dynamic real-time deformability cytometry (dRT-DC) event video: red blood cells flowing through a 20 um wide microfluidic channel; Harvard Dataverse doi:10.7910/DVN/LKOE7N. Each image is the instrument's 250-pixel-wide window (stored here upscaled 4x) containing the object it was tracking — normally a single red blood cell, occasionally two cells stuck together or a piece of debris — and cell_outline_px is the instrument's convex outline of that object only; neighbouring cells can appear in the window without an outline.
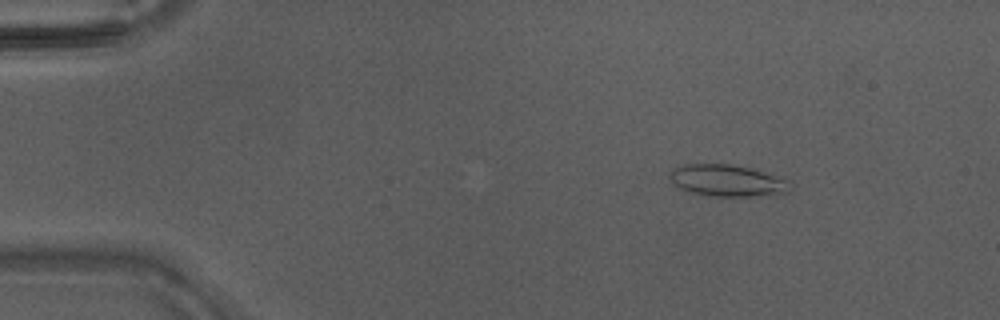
{"species": "Egyptian fruit bat (a non-hibernating species)", "species_latin": "Rousettus aegyptiacus", "temperature_condition": "warm", "stored_images_in_passage": 16, "camera_frame_rate_fps": 3000, "um_per_image_px": 0.085, "animal": {"sex": "male"}, "frame": {"image": 1, "passage_image": 7, "time_ms": 2.0, "image_size_px": [1000, 320], "cell_outline_px": [[788, 192], [748, 196], [712, 196], [692, 192], [680, 188], [668, 176], [676, 168], [684, 164], [728, 164], [748, 168], [784, 176], [788, 180]], "centroid_in_image_um": [61.84, 15.34], "position_along_channel_um": 23.2, "area_um2": 21.79}}